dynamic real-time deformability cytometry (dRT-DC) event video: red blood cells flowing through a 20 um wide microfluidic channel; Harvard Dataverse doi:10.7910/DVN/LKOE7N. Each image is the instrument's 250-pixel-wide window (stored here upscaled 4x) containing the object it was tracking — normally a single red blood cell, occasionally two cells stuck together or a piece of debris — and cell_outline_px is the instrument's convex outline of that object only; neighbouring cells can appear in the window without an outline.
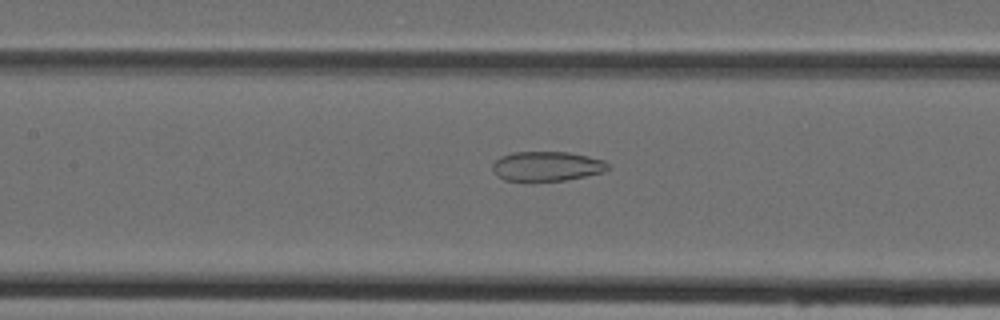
{"species": "Egyptian fruit bat (a non-hibernating species)", "species_latin": "Rousettus aegyptiacus", "temperature_condition": "cold", "stored_images_in_passage": 31, "camera_frame_rate_fps": 3000, "um_per_image_px": 0.085, "animal": {"sex": "female"}, "frame": {"image": 1, "passage_image": 8, "time_ms": 2.333, "image_size_px": [1000, 320], "cell_outline_px": [[612, 168], [604, 172], [564, 180], [532, 184], [504, 180], [492, 168], [492, 164], [500, 156], [512, 152], [568, 152], [588, 156], [604, 160]], "centroid_in_image_um": [46.47, 14.16], "position_along_channel_um": 160.9, "area_um2": 20.58}}
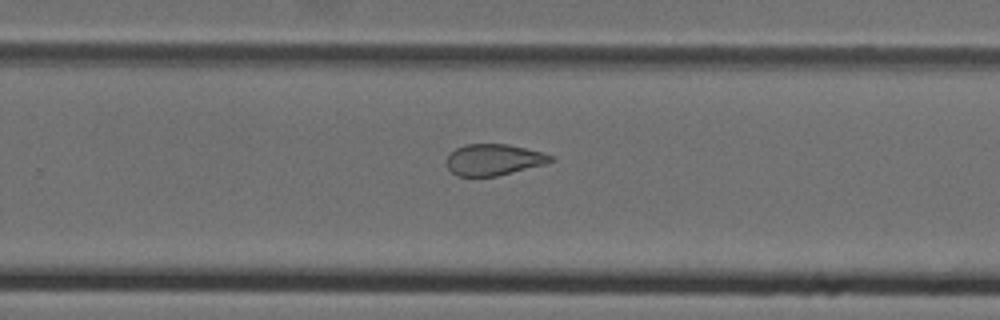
{"frame": {"image": 2, "passage_image": 17, "time_ms": 5.333, "image_size_px": [1000, 320], "cell_outline_px": [[552, 160], [544, 164], [496, 176], [456, 176], [448, 168], [448, 156], [456, 148], [464, 144], [508, 144], [540, 152], [552, 156]], "centroid_in_image_um": [41.92, 13.57], "position_along_channel_um": 287.9, "area_um2": 18.55}}
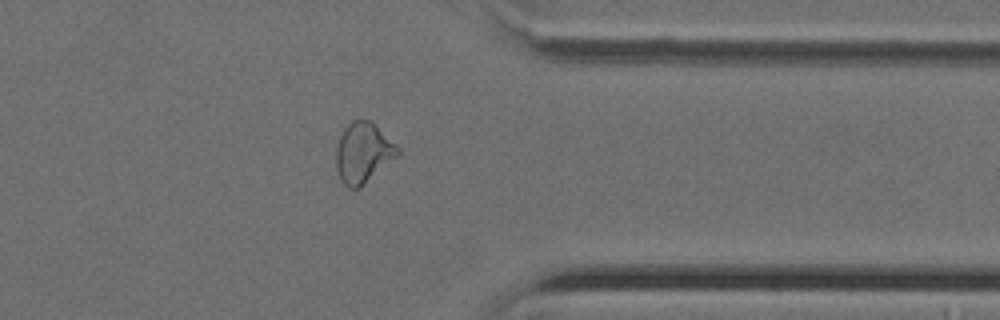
{"frame": {"image": 3, "passage_image": 24, "time_ms": 7.667, "image_size_px": [1000, 320], "cell_outline_px": [[400, 152], [396, 156], [360, 188], [348, 188], [340, 180], [336, 168], [336, 148], [340, 136], [344, 128], [352, 120], [372, 120], [400, 148]], "centroid_in_image_um": [30.85, 12.97], "position_along_channel_um": 380.5, "area_um2": 21.62}}